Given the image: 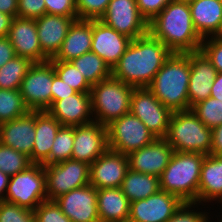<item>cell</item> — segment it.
I'll list each match as a JSON object with an SVG mask.
<instances>
[{
  "instance_id": "cell-1",
  "label": "cell",
  "mask_w": 222,
  "mask_h": 222,
  "mask_svg": "<svg viewBox=\"0 0 222 222\" xmlns=\"http://www.w3.org/2000/svg\"><path fill=\"white\" fill-rule=\"evenodd\" d=\"M173 52L149 32L132 40L112 76L134 88L148 87Z\"/></svg>"
},
{
  "instance_id": "cell-2",
  "label": "cell",
  "mask_w": 222,
  "mask_h": 222,
  "mask_svg": "<svg viewBox=\"0 0 222 222\" xmlns=\"http://www.w3.org/2000/svg\"><path fill=\"white\" fill-rule=\"evenodd\" d=\"M148 32L173 53H189L201 48L203 39L195 30L189 3L171 1L148 23Z\"/></svg>"
},
{
  "instance_id": "cell-3",
  "label": "cell",
  "mask_w": 222,
  "mask_h": 222,
  "mask_svg": "<svg viewBox=\"0 0 222 222\" xmlns=\"http://www.w3.org/2000/svg\"><path fill=\"white\" fill-rule=\"evenodd\" d=\"M188 53H172L147 87L172 112L189 110Z\"/></svg>"
},
{
  "instance_id": "cell-4",
  "label": "cell",
  "mask_w": 222,
  "mask_h": 222,
  "mask_svg": "<svg viewBox=\"0 0 222 222\" xmlns=\"http://www.w3.org/2000/svg\"><path fill=\"white\" fill-rule=\"evenodd\" d=\"M205 156L175 151L159 177L160 190L178 196L183 202L198 204L200 172Z\"/></svg>"
},
{
  "instance_id": "cell-5",
  "label": "cell",
  "mask_w": 222,
  "mask_h": 222,
  "mask_svg": "<svg viewBox=\"0 0 222 222\" xmlns=\"http://www.w3.org/2000/svg\"><path fill=\"white\" fill-rule=\"evenodd\" d=\"M164 139L174 151L204 155L210 153L211 129L191 109L172 113Z\"/></svg>"
},
{
  "instance_id": "cell-6",
  "label": "cell",
  "mask_w": 222,
  "mask_h": 222,
  "mask_svg": "<svg viewBox=\"0 0 222 222\" xmlns=\"http://www.w3.org/2000/svg\"><path fill=\"white\" fill-rule=\"evenodd\" d=\"M134 87L113 76L92 85L90 90L94 122L107 126L130 112Z\"/></svg>"
},
{
  "instance_id": "cell-7",
  "label": "cell",
  "mask_w": 222,
  "mask_h": 222,
  "mask_svg": "<svg viewBox=\"0 0 222 222\" xmlns=\"http://www.w3.org/2000/svg\"><path fill=\"white\" fill-rule=\"evenodd\" d=\"M46 200L43 164L33 163L26 170L10 176L4 201L34 211L39 204Z\"/></svg>"
},
{
  "instance_id": "cell-8",
  "label": "cell",
  "mask_w": 222,
  "mask_h": 222,
  "mask_svg": "<svg viewBox=\"0 0 222 222\" xmlns=\"http://www.w3.org/2000/svg\"><path fill=\"white\" fill-rule=\"evenodd\" d=\"M107 131L109 149L126 155L156 139L145 124L130 112L108 124Z\"/></svg>"
},
{
  "instance_id": "cell-9",
  "label": "cell",
  "mask_w": 222,
  "mask_h": 222,
  "mask_svg": "<svg viewBox=\"0 0 222 222\" xmlns=\"http://www.w3.org/2000/svg\"><path fill=\"white\" fill-rule=\"evenodd\" d=\"M47 200L54 201L71 190L90 184V165L68 159L59 163L44 165Z\"/></svg>"
},
{
  "instance_id": "cell-10",
  "label": "cell",
  "mask_w": 222,
  "mask_h": 222,
  "mask_svg": "<svg viewBox=\"0 0 222 222\" xmlns=\"http://www.w3.org/2000/svg\"><path fill=\"white\" fill-rule=\"evenodd\" d=\"M53 64L33 63L21 82L20 93L30 111H46L52 105Z\"/></svg>"
},
{
  "instance_id": "cell-11",
  "label": "cell",
  "mask_w": 222,
  "mask_h": 222,
  "mask_svg": "<svg viewBox=\"0 0 222 222\" xmlns=\"http://www.w3.org/2000/svg\"><path fill=\"white\" fill-rule=\"evenodd\" d=\"M130 113L139 118L156 138H164L173 112L147 87H142L133 90Z\"/></svg>"
},
{
  "instance_id": "cell-12",
  "label": "cell",
  "mask_w": 222,
  "mask_h": 222,
  "mask_svg": "<svg viewBox=\"0 0 222 222\" xmlns=\"http://www.w3.org/2000/svg\"><path fill=\"white\" fill-rule=\"evenodd\" d=\"M99 20L132 40L148 33V22L140 14L136 0H110Z\"/></svg>"
},
{
  "instance_id": "cell-13",
  "label": "cell",
  "mask_w": 222,
  "mask_h": 222,
  "mask_svg": "<svg viewBox=\"0 0 222 222\" xmlns=\"http://www.w3.org/2000/svg\"><path fill=\"white\" fill-rule=\"evenodd\" d=\"M184 202L176 195L159 190L146 199L130 203L129 222H166Z\"/></svg>"
},
{
  "instance_id": "cell-14",
  "label": "cell",
  "mask_w": 222,
  "mask_h": 222,
  "mask_svg": "<svg viewBox=\"0 0 222 222\" xmlns=\"http://www.w3.org/2000/svg\"><path fill=\"white\" fill-rule=\"evenodd\" d=\"M109 149L107 126L98 122L74 126L72 158L91 165Z\"/></svg>"
},
{
  "instance_id": "cell-15",
  "label": "cell",
  "mask_w": 222,
  "mask_h": 222,
  "mask_svg": "<svg viewBox=\"0 0 222 222\" xmlns=\"http://www.w3.org/2000/svg\"><path fill=\"white\" fill-rule=\"evenodd\" d=\"M128 169V156L108 149L90 165V185L97 190L120 188Z\"/></svg>"
},
{
  "instance_id": "cell-16",
  "label": "cell",
  "mask_w": 222,
  "mask_h": 222,
  "mask_svg": "<svg viewBox=\"0 0 222 222\" xmlns=\"http://www.w3.org/2000/svg\"><path fill=\"white\" fill-rule=\"evenodd\" d=\"M54 201L72 222H100L97 189L90 184L71 190Z\"/></svg>"
},
{
  "instance_id": "cell-17",
  "label": "cell",
  "mask_w": 222,
  "mask_h": 222,
  "mask_svg": "<svg viewBox=\"0 0 222 222\" xmlns=\"http://www.w3.org/2000/svg\"><path fill=\"white\" fill-rule=\"evenodd\" d=\"M174 152L173 147L164 138H156L148 146L127 155L129 168L136 172L160 177Z\"/></svg>"
},
{
  "instance_id": "cell-18",
  "label": "cell",
  "mask_w": 222,
  "mask_h": 222,
  "mask_svg": "<svg viewBox=\"0 0 222 222\" xmlns=\"http://www.w3.org/2000/svg\"><path fill=\"white\" fill-rule=\"evenodd\" d=\"M131 41L102 21L92 20L91 52L102 58L111 69L119 62Z\"/></svg>"
},
{
  "instance_id": "cell-19",
  "label": "cell",
  "mask_w": 222,
  "mask_h": 222,
  "mask_svg": "<svg viewBox=\"0 0 222 222\" xmlns=\"http://www.w3.org/2000/svg\"><path fill=\"white\" fill-rule=\"evenodd\" d=\"M7 37L14 47L15 55L27 58L32 63L49 60L42 53L35 19L13 18Z\"/></svg>"
},
{
  "instance_id": "cell-20",
  "label": "cell",
  "mask_w": 222,
  "mask_h": 222,
  "mask_svg": "<svg viewBox=\"0 0 222 222\" xmlns=\"http://www.w3.org/2000/svg\"><path fill=\"white\" fill-rule=\"evenodd\" d=\"M62 126H81L94 122L90 93H75L55 101L47 110Z\"/></svg>"
},
{
  "instance_id": "cell-21",
  "label": "cell",
  "mask_w": 222,
  "mask_h": 222,
  "mask_svg": "<svg viewBox=\"0 0 222 222\" xmlns=\"http://www.w3.org/2000/svg\"><path fill=\"white\" fill-rule=\"evenodd\" d=\"M190 78L188 85L189 110L196 103L210 97L217 71L201 51L189 52Z\"/></svg>"
},
{
  "instance_id": "cell-22",
  "label": "cell",
  "mask_w": 222,
  "mask_h": 222,
  "mask_svg": "<svg viewBox=\"0 0 222 222\" xmlns=\"http://www.w3.org/2000/svg\"><path fill=\"white\" fill-rule=\"evenodd\" d=\"M75 20H78V17L48 13L35 19L42 53L49 60L53 59L59 52L68 30Z\"/></svg>"
},
{
  "instance_id": "cell-23",
  "label": "cell",
  "mask_w": 222,
  "mask_h": 222,
  "mask_svg": "<svg viewBox=\"0 0 222 222\" xmlns=\"http://www.w3.org/2000/svg\"><path fill=\"white\" fill-rule=\"evenodd\" d=\"M35 111L0 124V143L26 154L32 162Z\"/></svg>"
},
{
  "instance_id": "cell-24",
  "label": "cell",
  "mask_w": 222,
  "mask_h": 222,
  "mask_svg": "<svg viewBox=\"0 0 222 222\" xmlns=\"http://www.w3.org/2000/svg\"><path fill=\"white\" fill-rule=\"evenodd\" d=\"M92 20H75L57 55L50 61H72L91 51Z\"/></svg>"
},
{
  "instance_id": "cell-25",
  "label": "cell",
  "mask_w": 222,
  "mask_h": 222,
  "mask_svg": "<svg viewBox=\"0 0 222 222\" xmlns=\"http://www.w3.org/2000/svg\"><path fill=\"white\" fill-rule=\"evenodd\" d=\"M211 201H222V156L206 155L201 166L198 204Z\"/></svg>"
},
{
  "instance_id": "cell-26",
  "label": "cell",
  "mask_w": 222,
  "mask_h": 222,
  "mask_svg": "<svg viewBox=\"0 0 222 222\" xmlns=\"http://www.w3.org/2000/svg\"><path fill=\"white\" fill-rule=\"evenodd\" d=\"M62 125L47 111H35V140L32 163L42 164L49 156L58 130Z\"/></svg>"
},
{
  "instance_id": "cell-27",
  "label": "cell",
  "mask_w": 222,
  "mask_h": 222,
  "mask_svg": "<svg viewBox=\"0 0 222 222\" xmlns=\"http://www.w3.org/2000/svg\"><path fill=\"white\" fill-rule=\"evenodd\" d=\"M130 203L121 188L98 189L97 209L100 222H127Z\"/></svg>"
},
{
  "instance_id": "cell-28",
  "label": "cell",
  "mask_w": 222,
  "mask_h": 222,
  "mask_svg": "<svg viewBox=\"0 0 222 222\" xmlns=\"http://www.w3.org/2000/svg\"><path fill=\"white\" fill-rule=\"evenodd\" d=\"M189 6L194 28L200 37H212L221 22L222 0H196Z\"/></svg>"
},
{
  "instance_id": "cell-29",
  "label": "cell",
  "mask_w": 222,
  "mask_h": 222,
  "mask_svg": "<svg viewBox=\"0 0 222 222\" xmlns=\"http://www.w3.org/2000/svg\"><path fill=\"white\" fill-rule=\"evenodd\" d=\"M121 190L130 202L146 199L160 190L158 176L128 169Z\"/></svg>"
},
{
  "instance_id": "cell-30",
  "label": "cell",
  "mask_w": 222,
  "mask_h": 222,
  "mask_svg": "<svg viewBox=\"0 0 222 222\" xmlns=\"http://www.w3.org/2000/svg\"><path fill=\"white\" fill-rule=\"evenodd\" d=\"M71 62L91 86L112 76V69L94 52L85 53Z\"/></svg>"
},
{
  "instance_id": "cell-31",
  "label": "cell",
  "mask_w": 222,
  "mask_h": 222,
  "mask_svg": "<svg viewBox=\"0 0 222 222\" xmlns=\"http://www.w3.org/2000/svg\"><path fill=\"white\" fill-rule=\"evenodd\" d=\"M33 63L20 56L13 57L0 68V89L19 90L20 85Z\"/></svg>"
},
{
  "instance_id": "cell-32",
  "label": "cell",
  "mask_w": 222,
  "mask_h": 222,
  "mask_svg": "<svg viewBox=\"0 0 222 222\" xmlns=\"http://www.w3.org/2000/svg\"><path fill=\"white\" fill-rule=\"evenodd\" d=\"M19 90L0 89V124L29 112Z\"/></svg>"
},
{
  "instance_id": "cell-33",
  "label": "cell",
  "mask_w": 222,
  "mask_h": 222,
  "mask_svg": "<svg viewBox=\"0 0 222 222\" xmlns=\"http://www.w3.org/2000/svg\"><path fill=\"white\" fill-rule=\"evenodd\" d=\"M74 127L62 126L54 139L50 156L42 163L51 165L72 158Z\"/></svg>"
},
{
  "instance_id": "cell-34",
  "label": "cell",
  "mask_w": 222,
  "mask_h": 222,
  "mask_svg": "<svg viewBox=\"0 0 222 222\" xmlns=\"http://www.w3.org/2000/svg\"><path fill=\"white\" fill-rule=\"evenodd\" d=\"M32 164L26 154L0 143V170L3 173L13 176L26 170Z\"/></svg>"
},
{
  "instance_id": "cell-35",
  "label": "cell",
  "mask_w": 222,
  "mask_h": 222,
  "mask_svg": "<svg viewBox=\"0 0 222 222\" xmlns=\"http://www.w3.org/2000/svg\"><path fill=\"white\" fill-rule=\"evenodd\" d=\"M55 73L67 85L79 93H90L91 85L84 78L83 74L73 65L71 61H51Z\"/></svg>"
},
{
  "instance_id": "cell-36",
  "label": "cell",
  "mask_w": 222,
  "mask_h": 222,
  "mask_svg": "<svg viewBox=\"0 0 222 222\" xmlns=\"http://www.w3.org/2000/svg\"><path fill=\"white\" fill-rule=\"evenodd\" d=\"M191 110L210 129L222 124V100L209 97L193 105Z\"/></svg>"
},
{
  "instance_id": "cell-37",
  "label": "cell",
  "mask_w": 222,
  "mask_h": 222,
  "mask_svg": "<svg viewBox=\"0 0 222 222\" xmlns=\"http://www.w3.org/2000/svg\"><path fill=\"white\" fill-rule=\"evenodd\" d=\"M0 222H36L33 210L0 201Z\"/></svg>"
},
{
  "instance_id": "cell-38",
  "label": "cell",
  "mask_w": 222,
  "mask_h": 222,
  "mask_svg": "<svg viewBox=\"0 0 222 222\" xmlns=\"http://www.w3.org/2000/svg\"><path fill=\"white\" fill-rule=\"evenodd\" d=\"M110 0H76L78 19L99 20L106 12Z\"/></svg>"
},
{
  "instance_id": "cell-39",
  "label": "cell",
  "mask_w": 222,
  "mask_h": 222,
  "mask_svg": "<svg viewBox=\"0 0 222 222\" xmlns=\"http://www.w3.org/2000/svg\"><path fill=\"white\" fill-rule=\"evenodd\" d=\"M34 214L36 222H72L55 201L42 202L35 208Z\"/></svg>"
},
{
  "instance_id": "cell-40",
  "label": "cell",
  "mask_w": 222,
  "mask_h": 222,
  "mask_svg": "<svg viewBox=\"0 0 222 222\" xmlns=\"http://www.w3.org/2000/svg\"><path fill=\"white\" fill-rule=\"evenodd\" d=\"M197 203L184 202L175 214L166 222H209V212L195 211ZM196 206V207H195ZM192 207L194 208L192 210Z\"/></svg>"
},
{
  "instance_id": "cell-41",
  "label": "cell",
  "mask_w": 222,
  "mask_h": 222,
  "mask_svg": "<svg viewBox=\"0 0 222 222\" xmlns=\"http://www.w3.org/2000/svg\"><path fill=\"white\" fill-rule=\"evenodd\" d=\"M200 50L211 61L217 73H222V40L212 37L205 38Z\"/></svg>"
},
{
  "instance_id": "cell-42",
  "label": "cell",
  "mask_w": 222,
  "mask_h": 222,
  "mask_svg": "<svg viewBox=\"0 0 222 222\" xmlns=\"http://www.w3.org/2000/svg\"><path fill=\"white\" fill-rule=\"evenodd\" d=\"M46 14L44 0H18L17 17L36 19Z\"/></svg>"
},
{
  "instance_id": "cell-43",
  "label": "cell",
  "mask_w": 222,
  "mask_h": 222,
  "mask_svg": "<svg viewBox=\"0 0 222 222\" xmlns=\"http://www.w3.org/2000/svg\"><path fill=\"white\" fill-rule=\"evenodd\" d=\"M46 13L78 17L76 0H44Z\"/></svg>"
},
{
  "instance_id": "cell-44",
  "label": "cell",
  "mask_w": 222,
  "mask_h": 222,
  "mask_svg": "<svg viewBox=\"0 0 222 222\" xmlns=\"http://www.w3.org/2000/svg\"><path fill=\"white\" fill-rule=\"evenodd\" d=\"M171 1L174 0H136L140 14L149 23L157 16Z\"/></svg>"
},
{
  "instance_id": "cell-45",
  "label": "cell",
  "mask_w": 222,
  "mask_h": 222,
  "mask_svg": "<svg viewBox=\"0 0 222 222\" xmlns=\"http://www.w3.org/2000/svg\"><path fill=\"white\" fill-rule=\"evenodd\" d=\"M52 91V104L63 97H67L77 93L71 86L67 85L61 78L55 73L53 68V83L51 86Z\"/></svg>"
},
{
  "instance_id": "cell-46",
  "label": "cell",
  "mask_w": 222,
  "mask_h": 222,
  "mask_svg": "<svg viewBox=\"0 0 222 222\" xmlns=\"http://www.w3.org/2000/svg\"><path fill=\"white\" fill-rule=\"evenodd\" d=\"M14 47L8 37H0V68L15 57Z\"/></svg>"
},
{
  "instance_id": "cell-47",
  "label": "cell",
  "mask_w": 222,
  "mask_h": 222,
  "mask_svg": "<svg viewBox=\"0 0 222 222\" xmlns=\"http://www.w3.org/2000/svg\"><path fill=\"white\" fill-rule=\"evenodd\" d=\"M209 155L222 156V124L211 129V148Z\"/></svg>"
},
{
  "instance_id": "cell-48",
  "label": "cell",
  "mask_w": 222,
  "mask_h": 222,
  "mask_svg": "<svg viewBox=\"0 0 222 222\" xmlns=\"http://www.w3.org/2000/svg\"><path fill=\"white\" fill-rule=\"evenodd\" d=\"M0 12L17 17L18 0H0Z\"/></svg>"
},
{
  "instance_id": "cell-49",
  "label": "cell",
  "mask_w": 222,
  "mask_h": 222,
  "mask_svg": "<svg viewBox=\"0 0 222 222\" xmlns=\"http://www.w3.org/2000/svg\"><path fill=\"white\" fill-rule=\"evenodd\" d=\"M13 17L0 12V37H7Z\"/></svg>"
},
{
  "instance_id": "cell-50",
  "label": "cell",
  "mask_w": 222,
  "mask_h": 222,
  "mask_svg": "<svg viewBox=\"0 0 222 222\" xmlns=\"http://www.w3.org/2000/svg\"><path fill=\"white\" fill-rule=\"evenodd\" d=\"M210 97L222 100V73H217L212 84Z\"/></svg>"
},
{
  "instance_id": "cell-51",
  "label": "cell",
  "mask_w": 222,
  "mask_h": 222,
  "mask_svg": "<svg viewBox=\"0 0 222 222\" xmlns=\"http://www.w3.org/2000/svg\"><path fill=\"white\" fill-rule=\"evenodd\" d=\"M9 180L10 176L0 170V201H3L5 199Z\"/></svg>"
},
{
  "instance_id": "cell-52",
  "label": "cell",
  "mask_w": 222,
  "mask_h": 222,
  "mask_svg": "<svg viewBox=\"0 0 222 222\" xmlns=\"http://www.w3.org/2000/svg\"><path fill=\"white\" fill-rule=\"evenodd\" d=\"M212 38L222 40V18H221L219 28L217 29L215 34L212 36Z\"/></svg>"
},
{
  "instance_id": "cell-53",
  "label": "cell",
  "mask_w": 222,
  "mask_h": 222,
  "mask_svg": "<svg viewBox=\"0 0 222 222\" xmlns=\"http://www.w3.org/2000/svg\"><path fill=\"white\" fill-rule=\"evenodd\" d=\"M178 1L186 2V3H191V2L196 1V0H178Z\"/></svg>"
}]
</instances>
